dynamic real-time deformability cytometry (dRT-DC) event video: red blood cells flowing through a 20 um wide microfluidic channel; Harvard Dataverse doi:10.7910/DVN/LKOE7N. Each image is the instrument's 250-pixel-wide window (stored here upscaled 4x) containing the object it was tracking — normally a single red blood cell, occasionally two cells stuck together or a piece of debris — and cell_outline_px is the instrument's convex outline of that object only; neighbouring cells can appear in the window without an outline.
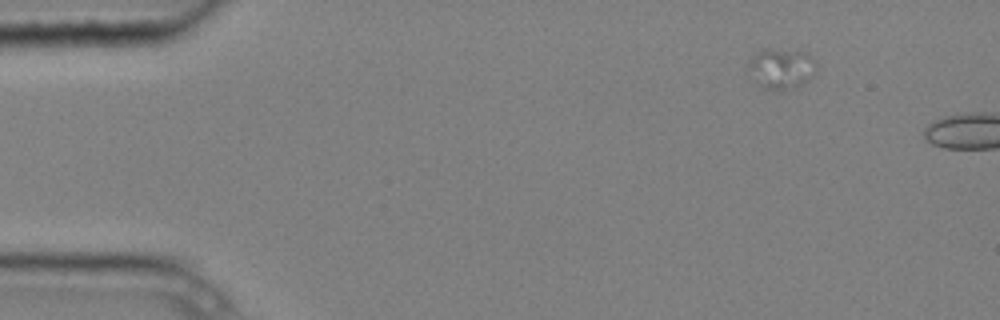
{"species": "common noctule bat (a hibernating species)", "species_latin": "Nyctalus noctula", "temperature_condition": "cold", "stored_images_in_passage": 3, "camera_frame_rate_fps": 3000, "um_per_image_px": 0.085, "animal": {"sex": "male", "body_mass_g": 20.4}, "frame": {"image": 1, "passage_image": 1, "time_ms": 0.0, "image_size_px": [1000, 320], "cell_outline_px": [[816, 72], [808, 80], [792, 88], [764, 88], [744, 72], [748, 60], [756, 52], [764, 48], [772, 48], [800, 52], [808, 56], [816, 64]], "centroid_in_image_um": [66.3, 5.8], "position_along_channel_um": 18.7, "area_um2": 15.95}}